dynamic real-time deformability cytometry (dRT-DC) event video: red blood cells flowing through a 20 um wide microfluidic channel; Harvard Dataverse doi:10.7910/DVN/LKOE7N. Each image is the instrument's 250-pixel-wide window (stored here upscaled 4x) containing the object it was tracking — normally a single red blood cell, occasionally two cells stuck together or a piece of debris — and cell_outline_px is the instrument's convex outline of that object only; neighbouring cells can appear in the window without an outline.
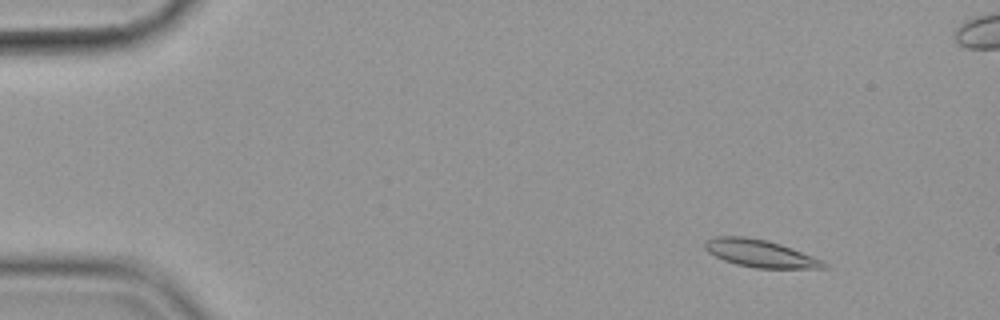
{"species": "common noctule bat (a hibernating species)", "species_latin": "Nyctalus noctula", "temperature_condition": "cold", "stored_images_in_passage": 57, "camera_frame_rate_fps": 3000, "um_per_image_px": 0.085, "animal": {"sex": "female", "body_mass_g": 19.9}, "frame": {"image": 1, "passage_image": 6, "time_ms": 1.667, "image_size_px": [1000, 320], "cell_outline_px": [[828, 268], [756, 268], [736, 264], [724, 260], [708, 252], [704, 248], [704, 240], [716, 236], [744, 236], [768, 240], [792, 248], [824, 260], [828, 264]], "centroid_in_image_um": [64.62, 21.53], "position_along_channel_um": 20.4, "area_um2": 19.13}}
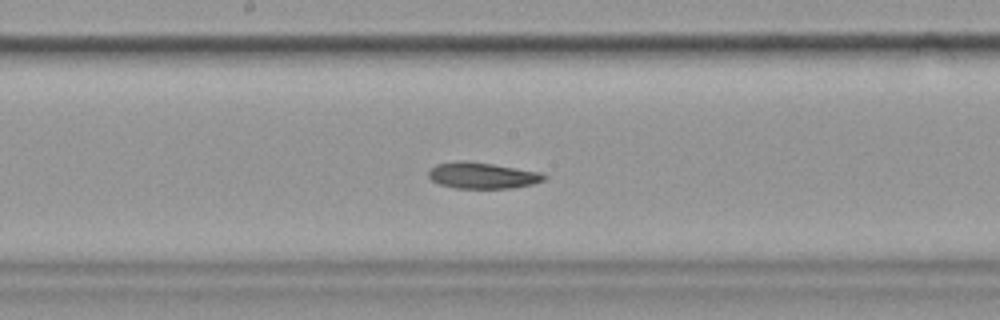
{"frame": {"image": 2, "passage_image": 30, "time_ms": 9.667, "image_size_px": [1000, 320], "cell_outline_px": [[548, 176], [544, 180], [532, 184], [512, 188], [456, 188], [440, 184], [432, 180], [428, 176], [428, 172], [436, 164], [456, 160], [464, 160], [492, 164], [540, 172]], "centroid_in_image_um": [40.99, 14.91], "position_along_channel_um": 207.2, "area_um2": 17.57}}
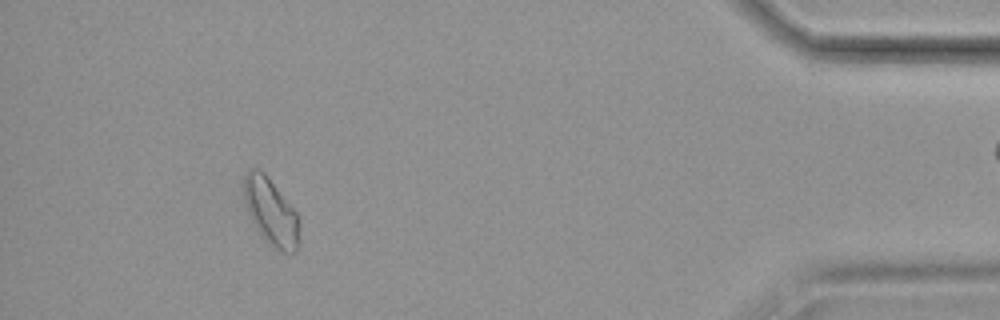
{"frame": {"image": 3, "passage_image": 52, "time_ms": 17.0, "image_size_px": [1000, 320], "cell_outline_px": [[300, 248], [292, 256], [280, 252], [268, 244], [260, 236], [248, 216], [244, 200], [244, 176], [248, 168], [256, 168], [264, 172], [296, 212], [300, 224]], "centroid_in_image_um": [23.05, 18.1], "position_along_channel_um": 412.2, "area_um2": 22.37}}